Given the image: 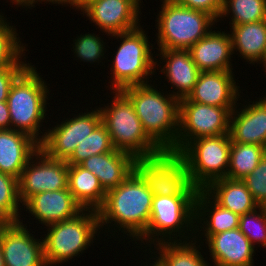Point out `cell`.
<instances>
[{
    "label": "cell",
    "instance_id": "cell-38",
    "mask_svg": "<svg viewBox=\"0 0 266 266\" xmlns=\"http://www.w3.org/2000/svg\"><path fill=\"white\" fill-rule=\"evenodd\" d=\"M178 5L205 11L212 15L216 20L219 19L224 5V0H172Z\"/></svg>",
    "mask_w": 266,
    "mask_h": 266
},
{
    "label": "cell",
    "instance_id": "cell-42",
    "mask_svg": "<svg viewBox=\"0 0 266 266\" xmlns=\"http://www.w3.org/2000/svg\"><path fill=\"white\" fill-rule=\"evenodd\" d=\"M3 1H6V2H4V4L7 2L8 3L10 2L8 5H10V6L12 5L11 9L16 6L15 9L18 10L20 7V9L24 8L23 10L24 11L28 10V12H31L32 9H34L38 5V0H10V1L9 0H3Z\"/></svg>",
    "mask_w": 266,
    "mask_h": 266
},
{
    "label": "cell",
    "instance_id": "cell-29",
    "mask_svg": "<svg viewBox=\"0 0 266 266\" xmlns=\"http://www.w3.org/2000/svg\"><path fill=\"white\" fill-rule=\"evenodd\" d=\"M84 32L83 33L81 32V34L77 35V37L75 38L71 37V39H73L71 40L73 43L72 42L70 43L71 45L69 48L71 49V52L73 53L72 55H74L73 60L74 61L78 60L76 62H83V64L85 63V65L87 63L88 67L89 65H91L90 67H94L95 69L98 66H102L100 68L105 69L103 68V65L105 63L107 64L106 61L109 58L108 54L113 53V52H109L107 49V48L109 49L111 48L108 46L109 42H107L110 40L111 35L108 34L107 32H103L100 30L98 34H96L97 31L87 32L84 30ZM104 37H106L108 40ZM92 64L94 66H92ZM95 65H97V67H95Z\"/></svg>",
    "mask_w": 266,
    "mask_h": 266
},
{
    "label": "cell",
    "instance_id": "cell-43",
    "mask_svg": "<svg viewBox=\"0 0 266 266\" xmlns=\"http://www.w3.org/2000/svg\"><path fill=\"white\" fill-rule=\"evenodd\" d=\"M258 65H259V67H263L261 69V71L264 72L263 76L266 78V49H265V52H264V55H263L261 61L257 65H255V67H257Z\"/></svg>",
    "mask_w": 266,
    "mask_h": 266
},
{
    "label": "cell",
    "instance_id": "cell-26",
    "mask_svg": "<svg viewBox=\"0 0 266 266\" xmlns=\"http://www.w3.org/2000/svg\"><path fill=\"white\" fill-rule=\"evenodd\" d=\"M203 248L202 243L193 239L190 241L161 242L148 250L164 266H211Z\"/></svg>",
    "mask_w": 266,
    "mask_h": 266
},
{
    "label": "cell",
    "instance_id": "cell-21",
    "mask_svg": "<svg viewBox=\"0 0 266 266\" xmlns=\"http://www.w3.org/2000/svg\"><path fill=\"white\" fill-rule=\"evenodd\" d=\"M203 246L211 266H255L257 260V250L239 228L214 234Z\"/></svg>",
    "mask_w": 266,
    "mask_h": 266
},
{
    "label": "cell",
    "instance_id": "cell-23",
    "mask_svg": "<svg viewBox=\"0 0 266 266\" xmlns=\"http://www.w3.org/2000/svg\"><path fill=\"white\" fill-rule=\"evenodd\" d=\"M136 158L130 153L114 149L111 152L92 155L79 165L92 172L107 192L116 188L133 171Z\"/></svg>",
    "mask_w": 266,
    "mask_h": 266
},
{
    "label": "cell",
    "instance_id": "cell-4",
    "mask_svg": "<svg viewBox=\"0 0 266 266\" xmlns=\"http://www.w3.org/2000/svg\"><path fill=\"white\" fill-rule=\"evenodd\" d=\"M121 91L131 100L148 136L162 150L176 152L180 100L155 81L126 87Z\"/></svg>",
    "mask_w": 266,
    "mask_h": 266
},
{
    "label": "cell",
    "instance_id": "cell-15",
    "mask_svg": "<svg viewBox=\"0 0 266 266\" xmlns=\"http://www.w3.org/2000/svg\"><path fill=\"white\" fill-rule=\"evenodd\" d=\"M155 53L154 77L157 78H154V81L159 79L156 83L163 82L164 85L161 87L165 90L170 88L168 92L179 100L188 97L201 72L193 62L189 50L156 49Z\"/></svg>",
    "mask_w": 266,
    "mask_h": 266
},
{
    "label": "cell",
    "instance_id": "cell-17",
    "mask_svg": "<svg viewBox=\"0 0 266 266\" xmlns=\"http://www.w3.org/2000/svg\"><path fill=\"white\" fill-rule=\"evenodd\" d=\"M83 210V207L75 200L68 188L45 191L31 196L22 205L23 214L21 215L20 222L28 227H33L34 223H36L35 226L39 227L34 226L33 228H38L40 231L51 224L74 218Z\"/></svg>",
    "mask_w": 266,
    "mask_h": 266
},
{
    "label": "cell",
    "instance_id": "cell-25",
    "mask_svg": "<svg viewBox=\"0 0 266 266\" xmlns=\"http://www.w3.org/2000/svg\"><path fill=\"white\" fill-rule=\"evenodd\" d=\"M229 30L234 58L238 55L237 62L242 59L245 66L255 67L266 49V20L234 25Z\"/></svg>",
    "mask_w": 266,
    "mask_h": 266
},
{
    "label": "cell",
    "instance_id": "cell-41",
    "mask_svg": "<svg viewBox=\"0 0 266 266\" xmlns=\"http://www.w3.org/2000/svg\"><path fill=\"white\" fill-rule=\"evenodd\" d=\"M11 129V119L7 101L0 102V130Z\"/></svg>",
    "mask_w": 266,
    "mask_h": 266
},
{
    "label": "cell",
    "instance_id": "cell-34",
    "mask_svg": "<svg viewBox=\"0 0 266 266\" xmlns=\"http://www.w3.org/2000/svg\"><path fill=\"white\" fill-rule=\"evenodd\" d=\"M21 215L18 179L0 172V223L20 222Z\"/></svg>",
    "mask_w": 266,
    "mask_h": 266
},
{
    "label": "cell",
    "instance_id": "cell-24",
    "mask_svg": "<svg viewBox=\"0 0 266 266\" xmlns=\"http://www.w3.org/2000/svg\"><path fill=\"white\" fill-rule=\"evenodd\" d=\"M39 149V143L25 133L0 130V172L19 179L24 167Z\"/></svg>",
    "mask_w": 266,
    "mask_h": 266
},
{
    "label": "cell",
    "instance_id": "cell-33",
    "mask_svg": "<svg viewBox=\"0 0 266 266\" xmlns=\"http://www.w3.org/2000/svg\"><path fill=\"white\" fill-rule=\"evenodd\" d=\"M114 149L110 134L101 122L88 137L78 144L66 162L68 165H79L92 155L108 153Z\"/></svg>",
    "mask_w": 266,
    "mask_h": 266
},
{
    "label": "cell",
    "instance_id": "cell-44",
    "mask_svg": "<svg viewBox=\"0 0 266 266\" xmlns=\"http://www.w3.org/2000/svg\"><path fill=\"white\" fill-rule=\"evenodd\" d=\"M0 266H5V261L3 258V253H2L1 247H0Z\"/></svg>",
    "mask_w": 266,
    "mask_h": 266
},
{
    "label": "cell",
    "instance_id": "cell-11",
    "mask_svg": "<svg viewBox=\"0 0 266 266\" xmlns=\"http://www.w3.org/2000/svg\"><path fill=\"white\" fill-rule=\"evenodd\" d=\"M230 147L229 134H221L191 141L180 152L194 187L205 190L212 182L227 177Z\"/></svg>",
    "mask_w": 266,
    "mask_h": 266
},
{
    "label": "cell",
    "instance_id": "cell-16",
    "mask_svg": "<svg viewBox=\"0 0 266 266\" xmlns=\"http://www.w3.org/2000/svg\"><path fill=\"white\" fill-rule=\"evenodd\" d=\"M38 233L41 232L21 222L0 223L5 266H46L42 234Z\"/></svg>",
    "mask_w": 266,
    "mask_h": 266
},
{
    "label": "cell",
    "instance_id": "cell-28",
    "mask_svg": "<svg viewBox=\"0 0 266 266\" xmlns=\"http://www.w3.org/2000/svg\"><path fill=\"white\" fill-rule=\"evenodd\" d=\"M68 189L83 209L97 211L106 197L99 179L80 165H69Z\"/></svg>",
    "mask_w": 266,
    "mask_h": 266
},
{
    "label": "cell",
    "instance_id": "cell-20",
    "mask_svg": "<svg viewBox=\"0 0 266 266\" xmlns=\"http://www.w3.org/2000/svg\"><path fill=\"white\" fill-rule=\"evenodd\" d=\"M217 24L205 37L188 49L192 60L201 72L236 71L238 65L232 61L236 59H233L232 39L227 30L228 26L221 29L220 23ZM234 64L237 65L236 68Z\"/></svg>",
    "mask_w": 266,
    "mask_h": 266
},
{
    "label": "cell",
    "instance_id": "cell-22",
    "mask_svg": "<svg viewBox=\"0 0 266 266\" xmlns=\"http://www.w3.org/2000/svg\"><path fill=\"white\" fill-rule=\"evenodd\" d=\"M240 216L220 206L205 190L195 200V236L202 244L212 235L239 228Z\"/></svg>",
    "mask_w": 266,
    "mask_h": 266
},
{
    "label": "cell",
    "instance_id": "cell-13",
    "mask_svg": "<svg viewBox=\"0 0 266 266\" xmlns=\"http://www.w3.org/2000/svg\"><path fill=\"white\" fill-rule=\"evenodd\" d=\"M143 3V0H82L76 13L86 16L84 18L98 31L112 35L132 31L142 23L146 24L141 21L142 13H146L142 11L146 6Z\"/></svg>",
    "mask_w": 266,
    "mask_h": 266
},
{
    "label": "cell",
    "instance_id": "cell-7",
    "mask_svg": "<svg viewBox=\"0 0 266 266\" xmlns=\"http://www.w3.org/2000/svg\"><path fill=\"white\" fill-rule=\"evenodd\" d=\"M196 196L154 195L147 230L132 245L135 248L130 249L147 250L161 242L193 240L195 236Z\"/></svg>",
    "mask_w": 266,
    "mask_h": 266
},
{
    "label": "cell",
    "instance_id": "cell-14",
    "mask_svg": "<svg viewBox=\"0 0 266 266\" xmlns=\"http://www.w3.org/2000/svg\"><path fill=\"white\" fill-rule=\"evenodd\" d=\"M68 168L66 161L50 158L39 149L18 179L21 204L37 193L68 188Z\"/></svg>",
    "mask_w": 266,
    "mask_h": 266
},
{
    "label": "cell",
    "instance_id": "cell-1",
    "mask_svg": "<svg viewBox=\"0 0 266 266\" xmlns=\"http://www.w3.org/2000/svg\"><path fill=\"white\" fill-rule=\"evenodd\" d=\"M153 196L135 171L116 188L106 192L104 203L97 210L101 233L108 237L105 246L111 238L114 240L110 244L118 239V247L120 244H124L123 248L134 245L147 230Z\"/></svg>",
    "mask_w": 266,
    "mask_h": 266
},
{
    "label": "cell",
    "instance_id": "cell-19",
    "mask_svg": "<svg viewBox=\"0 0 266 266\" xmlns=\"http://www.w3.org/2000/svg\"><path fill=\"white\" fill-rule=\"evenodd\" d=\"M235 73L237 75L236 71L200 72L194 89L187 98L204 105L236 107L246 89L240 87Z\"/></svg>",
    "mask_w": 266,
    "mask_h": 266
},
{
    "label": "cell",
    "instance_id": "cell-39",
    "mask_svg": "<svg viewBox=\"0 0 266 266\" xmlns=\"http://www.w3.org/2000/svg\"><path fill=\"white\" fill-rule=\"evenodd\" d=\"M137 251V252H136ZM141 253H140V252ZM135 250V251H132V252H135L136 256H134L135 258L137 257L139 259V262H136L139 263V266H164L148 249H144V250ZM140 254V257L139 254ZM144 253V254H143ZM138 254V255H137ZM143 255V256H142ZM142 256V257H141ZM147 257V258H146ZM140 258H144L143 260H145V262L140 259ZM149 258V259H148ZM141 260V261H140ZM141 263V264H140ZM149 264V265H148Z\"/></svg>",
    "mask_w": 266,
    "mask_h": 266
},
{
    "label": "cell",
    "instance_id": "cell-9",
    "mask_svg": "<svg viewBox=\"0 0 266 266\" xmlns=\"http://www.w3.org/2000/svg\"><path fill=\"white\" fill-rule=\"evenodd\" d=\"M94 95L95 93L93 94L92 98H89L91 99V102L85 104V106H82V108L80 104H78L73 107L76 108L78 106V110L72 108L70 111L69 107V109H67V113L63 108L61 113L54 116L57 121H53L55 118H50V120L52 119V123L49 121L50 124L46 129L44 139L39 144L40 150H42L50 158L64 161H66L73 154L78 144L88 137L89 134H91L92 131L102 122L100 109L93 104V100L95 99ZM93 106L94 108H92ZM72 110H75L76 113ZM64 112L65 114L62 117L61 114ZM70 112L72 113L70 114Z\"/></svg>",
    "mask_w": 266,
    "mask_h": 266
},
{
    "label": "cell",
    "instance_id": "cell-32",
    "mask_svg": "<svg viewBox=\"0 0 266 266\" xmlns=\"http://www.w3.org/2000/svg\"><path fill=\"white\" fill-rule=\"evenodd\" d=\"M224 20L227 24L229 23L228 29L234 25L264 21L266 20V0H224L223 10L217 23L225 25Z\"/></svg>",
    "mask_w": 266,
    "mask_h": 266
},
{
    "label": "cell",
    "instance_id": "cell-2",
    "mask_svg": "<svg viewBox=\"0 0 266 266\" xmlns=\"http://www.w3.org/2000/svg\"><path fill=\"white\" fill-rule=\"evenodd\" d=\"M37 70L36 64L31 63L16 78L10 88L7 103L11 129L29 135L40 144L44 139L50 117L54 114V109H50V104L53 103L49 102L54 99V93L44 79L45 76L42 77L41 71Z\"/></svg>",
    "mask_w": 266,
    "mask_h": 266
},
{
    "label": "cell",
    "instance_id": "cell-6",
    "mask_svg": "<svg viewBox=\"0 0 266 266\" xmlns=\"http://www.w3.org/2000/svg\"><path fill=\"white\" fill-rule=\"evenodd\" d=\"M108 92L102 93V98L106 95L105 101L101 97L97 99L96 95L93 102L96 101L97 105L99 101L97 107L101 112L102 123L106 126L115 149L130 153L135 158L161 153L163 150L145 132L131 100L121 90Z\"/></svg>",
    "mask_w": 266,
    "mask_h": 266
},
{
    "label": "cell",
    "instance_id": "cell-36",
    "mask_svg": "<svg viewBox=\"0 0 266 266\" xmlns=\"http://www.w3.org/2000/svg\"><path fill=\"white\" fill-rule=\"evenodd\" d=\"M259 206L266 207V154L256 168L242 179Z\"/></svg>",
    "mask_w": 266,
    "mask_h": 266
},
{
    "label": "cell",
    "instance_id": "cell-18",
    "mask_svg": "<svg viewBox=\"0 0 266 266\" xmlns=\"http://www.w3.org/2000/svg\"><path fill=\"white\" fill-rule=\"evenodd\" d=\"M247 93H249L247 90L246 95L242 93L236 108L231 112L230 139L236 143L266 147V93L262 96L259 94V97H252L253 101Z\"/></svg>",
    "mask_w": 266,
    "mask_h": 266
},
{
    "label": "cell",
    "instance_id": "cell-12",
    "mask_svg": "<svg viewBox=\"0 0 266 266\" xmlns=\"http://www.w3.org/2000/svg\"><path fill=\"white\" fill-rule=\"evenodd\" d=\"M235 108L204 105L187 97L180 99L176 152L198 138L229 134L230 115Z\"/></svg>",
    "mask_w": 266,
    "mask_h": 266
},
{
    "label": "cell",
    "instance_id": "cell-30",
    "mask_svg": "<svg viewBox=\"0 0 266 266\" xmlns=\"http://www.w3.org/2000/svg\"><path fill=\"white\" fill-rule=\"evenodd\" d=\"M0 11V70H3L15 66L27 54L30 47L21 36L23 32L21 34L10 17L7 18L2 9Z\"/></svg>",
    "mask_w": 266,
    "mask_h": 266
},
{
    "label": "cell",
    "instance_id": "cell-40",
    "mask_svg": "<svg viewBox=\"0 0 266 266\" xmlns=\"http://www.w3.org/2000/svg\"><path fill=\"white\" fill-rule=\"evenodd\" d=\"M82 0H38V6L42 4L46 5H54V6H61V8L64 9V7L73 9L75 12L79 10ZM64 5V6H63ZM63 6V7H62Z\"/></svg>",
    "mask_w": 266,
    "mask_h": 266
},
{
    "label": "cell",
    "instance_id": "cell-27",
    "mask_svg": "<svg viewBox=\"0 0 266 266\" xmlns=\"http://www.w3.org/2000/svg\"><path fill=\"white\" fill-rule=\"evenodd\" d=\"M205 191L222 207L243 215L259 205L242 180L223 178L212 182Z\"/></svg>",
    "mask_w": 266,
    "mask_h": 266
},
{
    "label": "cell",
    "instance_id": "cell-37",
    "mask_svg": "<svg viewBox=\"0 0 266 266\" xmlns=\"http://www.w3.org/2000/svg\"><path fill=\"white\" fill-rule=\"evenodd\" d=\"M29 53L28 51L15 66L0 70V102L7 101L13 82L32 63L31 60L27 59Z\"/></svg>",
    "mask_w": 266,
    "mask_h": 266
},
{
    "label": "cell",
    "instance_id": "cell-3",
    "mask_svg": "<svg viewBox=\"0 0 266 266\" xmlns=\"http://www.w3.org/2000/svg\"><path fill=\"white\" fill-rule=\"evenodd\" d=\"M140 27L125 33H116L111 35L112 47L115 46V53L110 54L107 59L109 68L106 74L107 80L104 83V90H122L126 87L147 84L153 82L155 77V46L153 37L149 36V25ZM148 26V27H147ZM147 27V28H145ZM145 28V30H144ZM151 37V39H150ZM114 40V42H112ZM151 40V41H150ZM117 43V45L114 44ZM119 43V45H118ZM114 55V56H113ZM152 79V80H151ZM108 84H107V83Z\"/></svg>",
    "mask_w": 266,
    "mask_h": 266
},
{
    "label": "cell",
    "instance_id": "cell-31",
    "mask_svg": "<svg viewBox=\"0 0 266 266\" xmlns=\"http://www.w3.org/2000/svg\"><path fill=\"white\" fill-rule=\"evenodd\" d=\"M266 154V147L231 141L227 177L242 180L251 173Z\"/></svg>",
    "mask_w": 266,
    "mask_h": 266
},
{
    "label": "cell",
    "instance_id": "cell-8",
    "mask_svg": "<svg viewBox=\"0 0 266 266\" xmlns=\"http://www.w3.org/2000/svg\"><path fill=\"white\" fill-rule=\"evenodd\" d=\"M160 3L158 13L154 12L155 26L149 24L155 27L149 28L155 32V49L188 50L217 25V20L205 11L187 8L172 0H160Z\"/></svg>",
    "mask_w": 266,
    "mask_h": 266
},
{
    "label": "cell",
    "instance_id": "cell-5",
    "mask_svg": "<svg viewBox=\"0 0 266 266\" xmlns=\"http://www.w3.org/2000/svg\"><path fill=\"white\" fill-rule=\"evenodd\" d=\"M41 230L46 266H62L68 262L70 265V261L78 260L88 250L94 251V245H101V238L102 242L106 241L100 230L98 212L91 209Z\"/></svg>",
    "mask_w": 266,
    "mask_h": 266
},
{
    "label": "cell",
    "instance_id": "cell-10",
    "mask_svg": "<svg viewBox=\"0 0 266 266\" xmlns=\"http://www.w3.org/2000/svg\"><path fill=\"white\" fill-rule=\"evenodd\" d=\"M134 171L153 195H197L199 191L191 184L185 159L179 152L163 150L153 156L136 158Z\"/></svg>",
    "mask_w": 266,
    "mask_h": 266
},
{
    "label": "cell",
    "instance_id": "cell-35",
    "mask_svg": "<svg viewBox=\"0 0 266 266\" xmlns=\"http://www.w3.org/2000/svg\"><path fill=\"white\" fill-rule=\"evenodd\" d=\"M239 229L249 239L252 246L258 250H266V207L259 206L255 210L240 215Z\"/></svg>",
    "mask_w": 266,
    "mask_h": 266
}]
</instances>
